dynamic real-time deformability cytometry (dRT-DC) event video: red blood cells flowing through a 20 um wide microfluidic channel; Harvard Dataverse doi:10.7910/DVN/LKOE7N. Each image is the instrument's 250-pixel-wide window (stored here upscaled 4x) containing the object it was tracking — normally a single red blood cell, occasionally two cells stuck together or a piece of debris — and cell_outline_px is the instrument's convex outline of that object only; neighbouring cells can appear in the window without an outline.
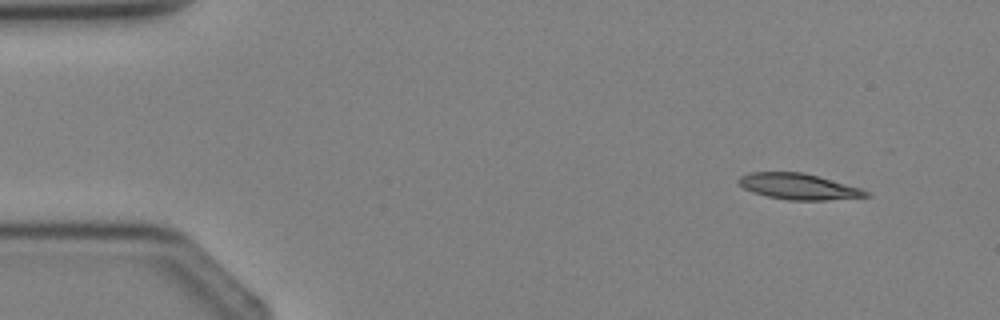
{"species": "Egyptian fruit bat (a non-hibernating species)", "species_latin": "Rousettus aegyptiacus", "temperature_condition": "cold", "stored_images_in_passage": 4, "camera_frame_rate_fps": 3000, "um_per_image_px": 0.085, "animal": {"sex": "female"}, "frame": {"image": 1, "passage_image": 1, "time_ms": 0.0, "image_size_px": [1000, 320], "cell_outline_px": [[872, 196], [824, 200], [788, 200], [768, 196], [752, 192], [744, 188], [740, 184], [740, 176], [748, 172], [804, 172], [860, 188], [868, 192]], "centroid_in_image_um": [67.88, 15.85], "position_along_channel_um": 17.1, "area_um2": 19.02}}
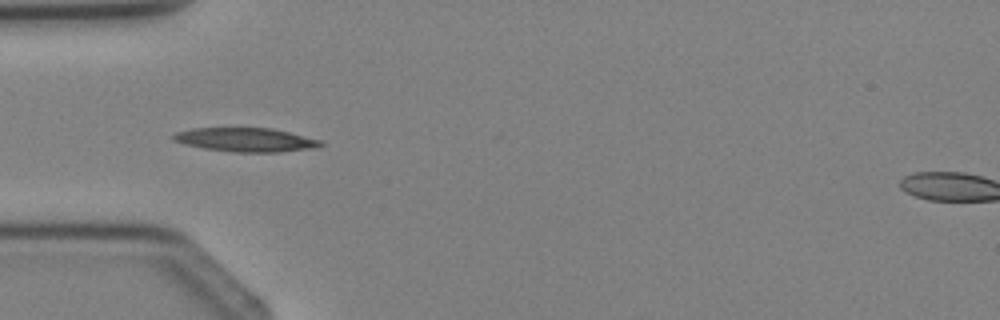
{"frame": {"image": 2, "passage_image": 3, "time_ms": 2.667, "image_size_px": [1000, 320], "cell_outline_px": [[324, 144], [316, 148], [280, 152], [236, 152], [204, 148], [184, 144], [172, 140], [172, 136], [176, 132], [192, 128], [272, 128], [324, 140]], "centroid_in_image_um": [20.94, 11.88], "position_along_channel_um": 64.1, "area_um2": 20.63}}
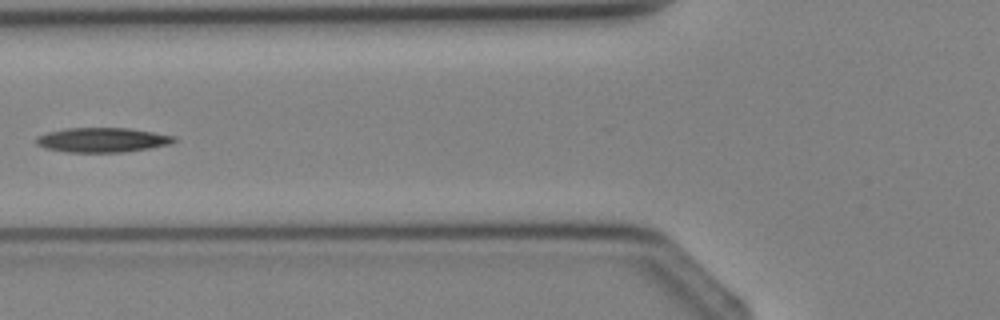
{"frame": {"image": 3, "passage_image": 4, "time_ms": 3.667, "image_size_px": [1000, 320], "cell_outline_px": [[176, 140], [172, 144], [124, 152], [68, 152], [44, 148], [36, 144], [36, 136], [48, 132], [64, 128], [128, 128], [176, 136]], "centroid_in_image_um": [8.68, 11.89], "position_along_channel_um": 117.1, "area_um2": 19.77}}